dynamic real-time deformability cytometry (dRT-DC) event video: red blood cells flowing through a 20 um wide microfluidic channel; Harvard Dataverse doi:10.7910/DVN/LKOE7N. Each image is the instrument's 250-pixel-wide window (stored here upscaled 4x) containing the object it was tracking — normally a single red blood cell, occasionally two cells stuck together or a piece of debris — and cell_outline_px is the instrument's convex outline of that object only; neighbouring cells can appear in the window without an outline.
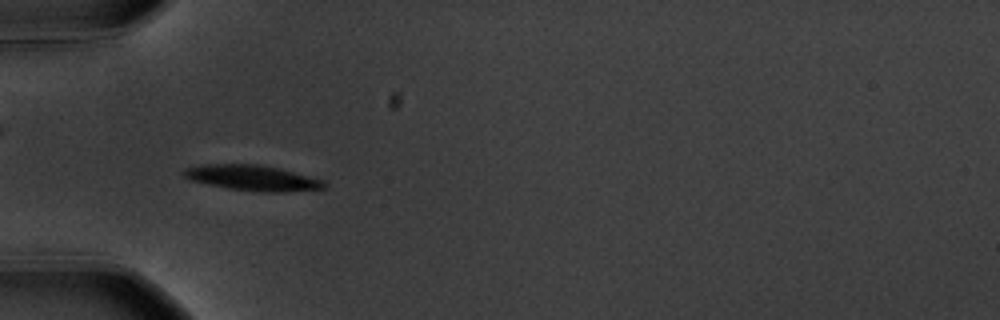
{"species": "common noctule bat (a hibernating species)", "species_latin": "Nyctalus noctula", "temperature_condition": "warm", "stored_images_in_passage": 48, "camera_frame_rate_fps": 3000, "um_per_image_px": 0.085, "animal": {"sex": "male", "body_mass_g": 20.1, "forearm_length_mm": 53.5}, "frame": {"image": 1, "passage_image": 14, "time_ms": 4.333, "image_size_px": [1000, 320], "cell_outline_px": [[328, 184], [324, 188], [288, 192], [264, 192], [228, 188], [192, 180], [184, 176], [180, 172], [184, 168], [200, 164], [260, 164], [280, 168], [324, 180]], "centroid_in_image_um": [21.47, 15.11], "position_along_channel_um": 63.5, "area_um2": 20.92}, "authors_computed_cell_mechanics": {"area_um2": 20.1433, "velocity_mm_per_s": 3.5676, "shape_relaxation_time_tau1_ms": 2.2783, "shape_relaxation_time_tau2_ms": null, "deformation_change_tau1": 0.1425, "deformation_change_tau2": null}}